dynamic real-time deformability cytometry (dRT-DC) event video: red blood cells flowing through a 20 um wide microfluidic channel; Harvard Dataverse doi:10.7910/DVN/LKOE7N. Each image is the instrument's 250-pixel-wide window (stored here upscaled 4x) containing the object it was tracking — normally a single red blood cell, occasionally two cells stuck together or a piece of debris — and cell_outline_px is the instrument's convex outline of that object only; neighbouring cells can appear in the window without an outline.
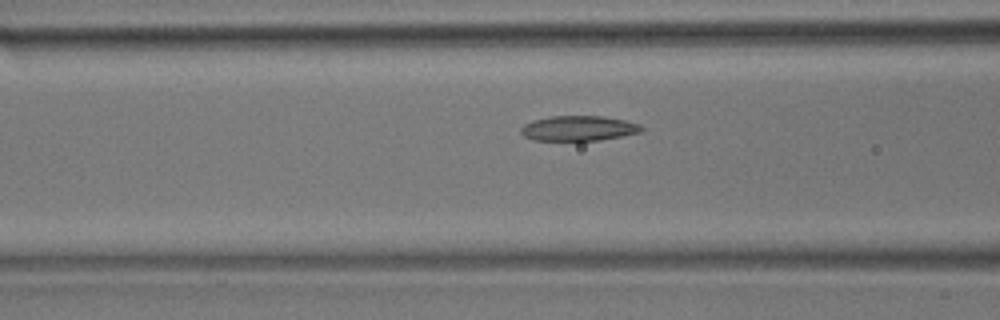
{"species": "common noctule bat (a hibernating species)", "species_latin": "Nyctalus noctula", "temperature_condition": "room temperature", "stored_images_in_passage": 20, "camera_frame_rate_fps": 3000, "um_per_image_px": 0.085, "animal": {"sex": "male", "body_mass_g": 17.9}, "frame": {"image": 1, "passage_image": 9, "time_ms": 2.667, "image_size_px": [1000, 320], "cell_outline_px": [[644, 128], [640, 132], [600, 140], [536, 140], [524, 136], [520, 132], [520, 128], [524, 124], [532, 120], [552, 116], [604, 116], [624, 120], [640, 124]], "centroid_in_image_um": [49.16, 10.9], "position_along_channel_um": 117.4, "area_um2": 17.51}}
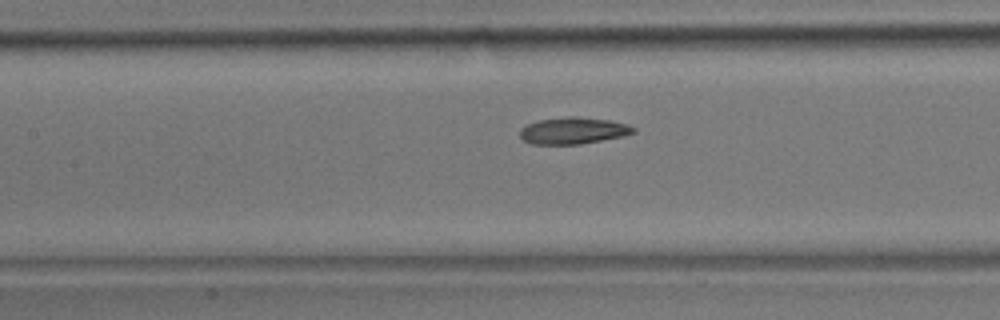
{"frame": {"image": 2, "passage_image": 12, "time_ms": 3.667, "image_size_px": [1000, 320], "cell_outline_px": [[636, 132], [624, 136], [580, 144], [532, 144], [524, 140], [520, 136], [520, 128], [528, 124], [540, 120], [568, 116], [576, 116], [608, 120], [628, 124], [636, 128]], "centroid_in_image_um": [48.75, 11.1], "position_along_channel_um": 158.7, "area_um2": 17.63}}